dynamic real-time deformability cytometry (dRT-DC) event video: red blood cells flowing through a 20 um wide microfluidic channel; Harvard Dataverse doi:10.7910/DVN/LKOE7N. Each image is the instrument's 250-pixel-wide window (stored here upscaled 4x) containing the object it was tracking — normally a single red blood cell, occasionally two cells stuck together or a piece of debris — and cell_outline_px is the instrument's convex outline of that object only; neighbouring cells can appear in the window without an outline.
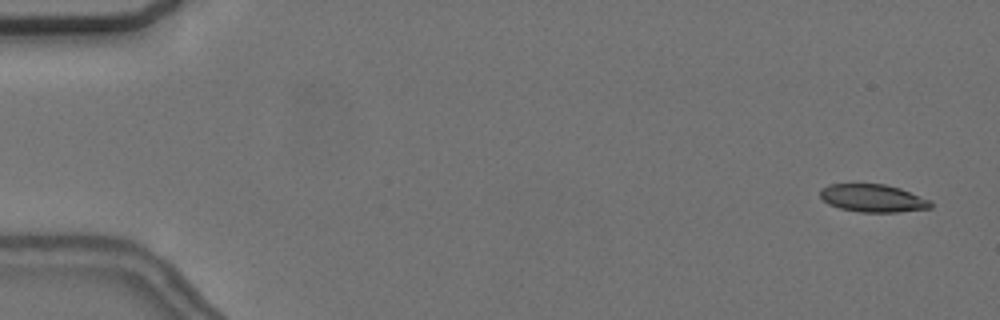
{"species": "common noctule bat (a hibernating species)", "species_latin": "Nyctalus noctula", "temperature_condition": "cold", "stored_images_in_passage": 4, "camera_frame_rate_fps": 3000, "um_per_image_px": 0.085, "animal": {"sex": "female", "body_mass_g": 24.6, "forearm_length_mm": 56.2}, "frame": {"image": 1, "passage_image": 1, "time_ms": 0.0, "image_size_px": [1000, 320], "cell_outline_px": [[932, 208], [896, 212], [860, 212], [840, 208], [828, 204], [820, 196], [820, 188], [828, 184], [884, 184], [900, 188], [932, 200]], "centroid_in_image_um": [74.21, 16.84], "position_along_channel_um": 10.8, "area_um2": 17.98}}